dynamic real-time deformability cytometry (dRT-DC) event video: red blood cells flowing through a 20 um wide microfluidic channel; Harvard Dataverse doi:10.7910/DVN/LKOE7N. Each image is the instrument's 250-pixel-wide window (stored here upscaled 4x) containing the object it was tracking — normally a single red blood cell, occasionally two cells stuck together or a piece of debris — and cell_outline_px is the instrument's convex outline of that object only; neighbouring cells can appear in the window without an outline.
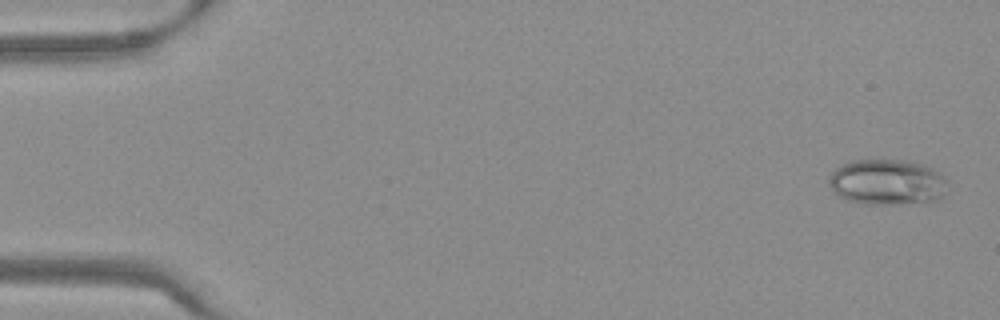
{"species": "Egyptian fruit bat (a non-hibernating species)", "species_latin": "Rousettus aegyptiacus", "temperature_condition": "warm", "stored_images_in_passage": 54, "camera_frame_rate_fps": 3000, "um_per_image_px": 0.085, "frame": {"image": 1, "passage_image": 2, "time_ms": 0.333, "image_size_px": [1000, 320], "cell_outline_px": [[948, 192], [940, 200], [928, 204], [864, 204], [848, 200], [840, 196], [828, 184], [828, 180], [832, 172], [840, 164], [852, 160], [904, 160], [924, 164], [932, 168], [944, 176], [948, 180]], "centroid_in_image_um": [75.5, 15.5], "position_along_channel_um": 9.5, "area_um2": 32.43}}
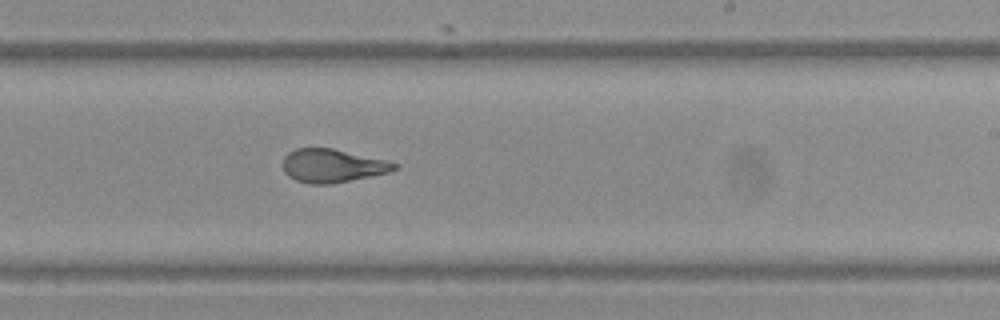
{"frame": {"image": 2, "passage_image": 33, "time_ms": 10.667, "image_size_px": [1000, 320], "cell_outline_px": [[400, 168], [388, 172], [332, 184], [308, 184], [296, 180], [288, 176], [284, 172], [284, 156], [288, 152], [296, 148], [332, 148], [384, 160], [400, 164]], "centroid_in_image_um": [28.24, 14.09], "position_along_channel_um": 260.8, "area_um2": 21.56}}
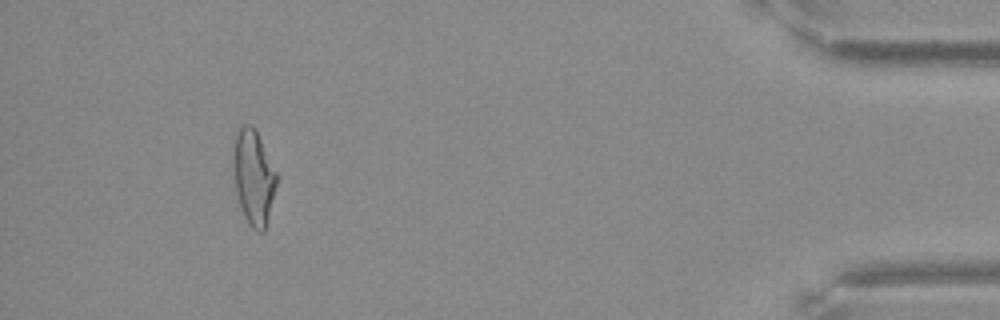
{"frame": {"image": 3, "passage_image": 50, "time_ms": 16.333, "image_size_px": [1000, 320], "cell_outline_px": [[280, 176], [264, 232], [256, 232], [248, 224], [240, 208], [236, 192], [232, 172], [232, 140], [240, 124], [252, 124], [256, 128]], "centroid_in_image_um": [21.55, 14.99], "position_along_channel_um": 413.7, "area_um2": 25.32}}